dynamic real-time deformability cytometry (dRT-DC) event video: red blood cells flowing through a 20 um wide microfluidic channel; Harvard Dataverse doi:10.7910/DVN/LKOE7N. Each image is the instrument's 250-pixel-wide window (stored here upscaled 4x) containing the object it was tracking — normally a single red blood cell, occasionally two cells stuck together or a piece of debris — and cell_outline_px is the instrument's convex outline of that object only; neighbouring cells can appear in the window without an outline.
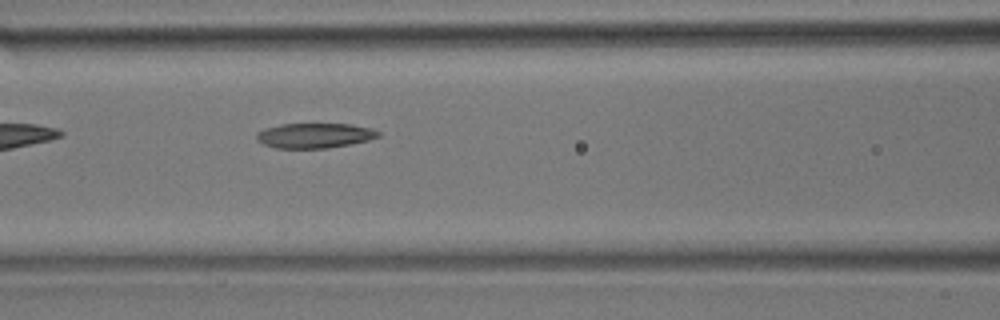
{"species": "common noctule bat (a hibernating species)", "species_latin": "Nyctalus noctula", "temperature_condition": "room temperature", "stored_images_in_passage": 6, "camera_frame_rate_fps": 3000, "um_per_image_px": 0.085, "animal": {"sex": "male", "body_mass_g": 17.9}, "frame": {"image": 1, "passage_image": 6, "time_ms": 1.667, "image_size_px": [1000, 320], "cell_outline_px": [[380, 136], [368, 140], [328, 148], [276, 148], [264, 144], [256, 140], [256, 132], [264, 128], [280, 124], [352, 124], [372, 128], [380, 132]], "centroid_in_image_um": [26.72, 11.51], "position_along_channel_um": 139.9, "area_um2": 17.74}}